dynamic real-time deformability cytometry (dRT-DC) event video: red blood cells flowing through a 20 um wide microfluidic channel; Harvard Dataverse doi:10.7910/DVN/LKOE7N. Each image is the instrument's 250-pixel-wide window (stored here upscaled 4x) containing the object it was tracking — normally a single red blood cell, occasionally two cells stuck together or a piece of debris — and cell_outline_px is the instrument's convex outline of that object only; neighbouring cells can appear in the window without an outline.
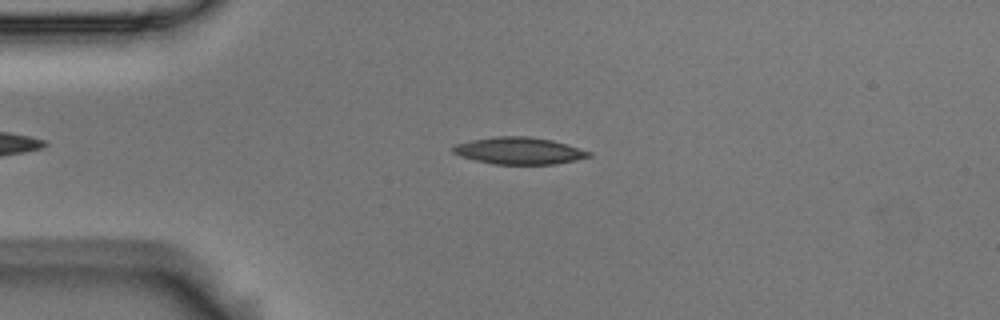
{"species": "Egyptian fruit bat (a non-hibernating species)", "species_latin": "Rousettus aegyptiacus", "temperature_condition": "room temperature", "stored_images_in_passage": 4, "camera_frame_rate_fps": 3000, "um_per_image_px": 0.085, "animal": {"sex": "male"}, "frame": {"image": 1, "passage_image": 3, "time_ms": 0.667, "image_size_px": [1000, 320], "cell_outline_px": [[592, 156], [576, 160], [556, 164], [492, 164], [460, 156], [452, 152], [452, 148], [456, 144], [472, 140], [496, 136], [528, 136], [552, 140], [592, 152]], "centroid_in_image_um": [44.13, 12.82], "position_along_channel_um": 40.9, "area_um2": 21.27}}